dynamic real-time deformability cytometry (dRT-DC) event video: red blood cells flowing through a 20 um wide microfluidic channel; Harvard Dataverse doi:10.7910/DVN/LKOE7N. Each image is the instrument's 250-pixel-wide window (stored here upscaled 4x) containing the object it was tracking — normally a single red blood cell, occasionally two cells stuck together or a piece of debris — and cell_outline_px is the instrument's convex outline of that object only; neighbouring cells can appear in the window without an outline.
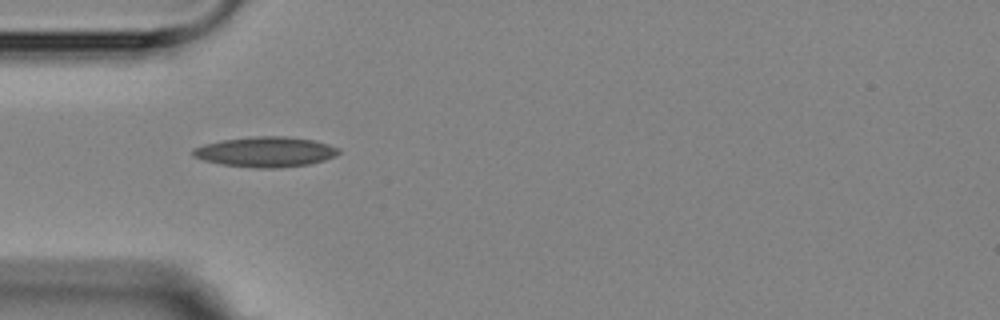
{"species": "Egyptian fruit bat (a non-hibernating species)", "species_latin": "Rousettus aegyptiacus", "temperature_condition": "room temperature", "stored_images_in_passage": 2, "camera_frame_rate_fps": 3000, "um_per_image_px": 0.085, "animal": {"sex": "female"}, "frame": {"image": 1, "passage_image": 1, "time_ms": 0.0, "image_size_px": [1000, 320], "cell_outline_px": [[340, 152], [336, 156], [324, 160], [308, 164], [280, 168], [256, 168], [220, 164], [204, 160], [192, 156], [192, 148], [204, 144], [220, 140], [252, 136], [284, 136], [312, 140], [328, 144], [340, 148]], "centroid_in_image_um": [22.55, 12.91], "position_along_channel_um": 62.4, "area_um2": 25.78}}
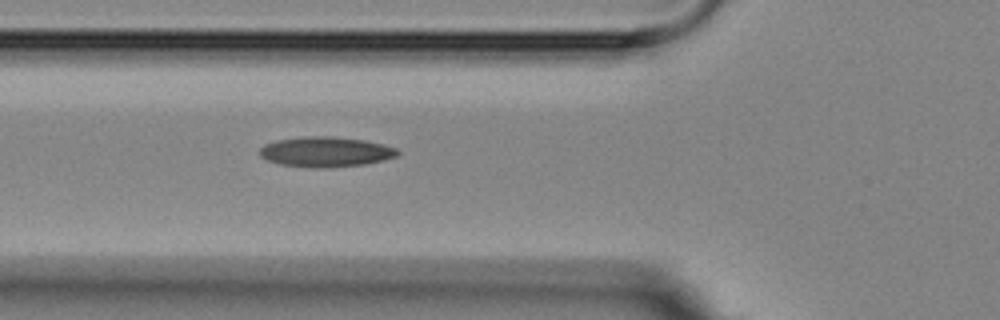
{"frame": {"image": 2, "passage_image": 2, "time_ms": 1.0, "image_size_px": [1000, 320], "cell_outline_px": [[400, 152], [396, 156], [384, 160], [364, 164], [324, 168], [280, 164], [268, 160], [260, 156], [260, 148], [264, 144], [276, 140], [304, 136], [332, 136], [364, 140], [384, 144], [396, 148]], "centroid_in_image_um": [27.69, 12.89], "position_along_channel_um": 98.1, "area_um2": 24.1}}